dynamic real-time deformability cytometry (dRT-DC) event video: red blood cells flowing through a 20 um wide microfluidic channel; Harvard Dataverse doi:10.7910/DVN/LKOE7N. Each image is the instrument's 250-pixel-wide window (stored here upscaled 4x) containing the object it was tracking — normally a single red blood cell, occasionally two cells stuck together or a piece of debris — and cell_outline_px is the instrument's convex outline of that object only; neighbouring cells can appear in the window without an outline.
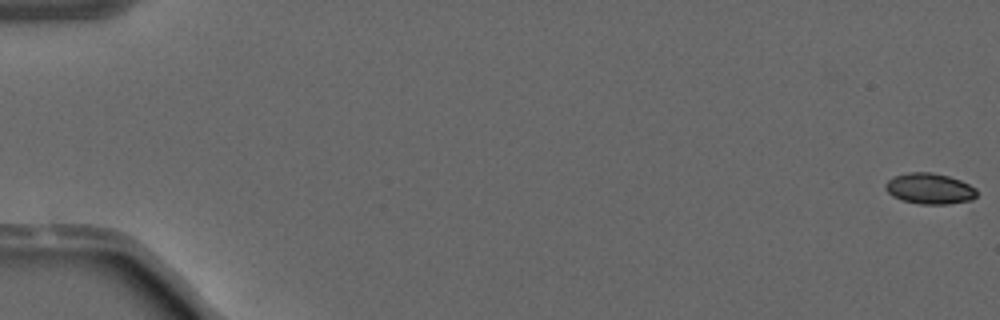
{"species": "common noctule bat (a hibernating species)", "species_latin": "Nyctalus noctula", "temperature_condition": "warm", "stored_images_in_passage": 52, "camera_frame_rate_fps": 3000, "um_per_image_px": 0.085, "animal": {"sex": "male", "forearm_length_mm": 52.5}, "frame": {"image": 1, "passage_image": 1, "time_ms": 0.0, "image_size_px": [1000, 320], "cell_outline_px": [[976, 196], [972, 200], [948, 204], [920, 204], [904, 200], [892, 196], [884, 188], [884, 184], [888, 180], [896, 176], [908, 172], [932, 172], [948, 176], [960, 180], [976, 188]], "centroid_in_image_um": [79.02, 16.03], "position_along_channel_um": 6.0, "area_um2": 16.36}}
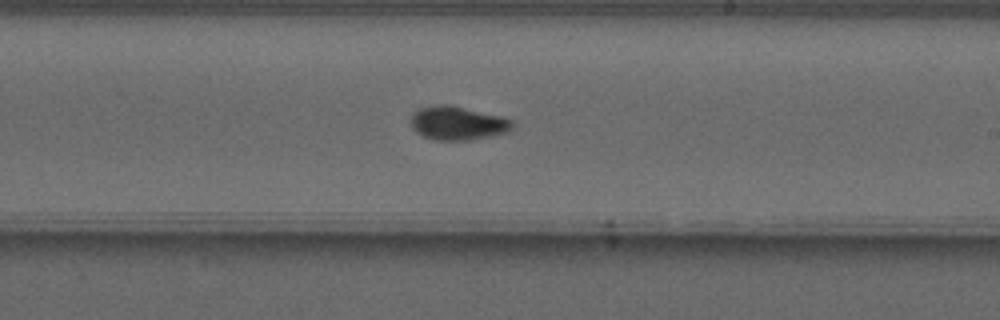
{"frame": {"image": 2, "passage_image": 32, "time_ms": 10.333, "image_size_px": [1000, 320], "cell_outline_px": [[516, 128], [508, 132], [472, 140], [436, 140], [424, 136], [416, 132], [412, 128], [408, 120], [412, 112], [420, 108], [440, 104], [448, 104], [504, 116], [512, 120]], "centroid_in_image_um": [38.91, 10.46], "position_along_channel_um": 250.1, "area_um2": 20.4}}
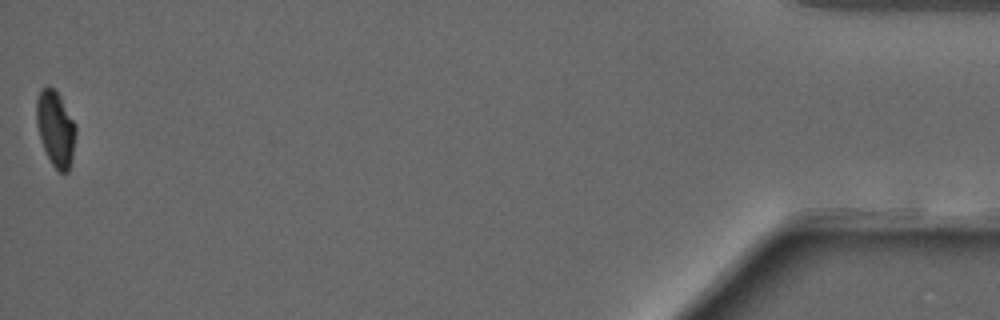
{"frame": {"image": 3, "passage_image": 52, "time_ms": 17.0, "image_size_px": [1000, 320], "cell_outline_px": [[76, 132], [72, 156], [68, 172], [60, 172], [52, 164], [40, 140], [36, 124], [36, 100], [40, 88], [48, 84], [60, 96], [76, 124]], "centroid_in_image_um": [4.71, 10.88], "position_along_channel_um": 430.5, "area_um2": 17.34}, "authors_computed_cell_mechanics": {"area_um2": 18.2937, "velocity_mm_per_s": 4.0872, "shape_relaxation_time_tau1_ms": 7.1551, "shape_relaxation_time_tau2_ms": null, "deformation_change_tau1": 0.1687, "deformation_change_tau2": null}}